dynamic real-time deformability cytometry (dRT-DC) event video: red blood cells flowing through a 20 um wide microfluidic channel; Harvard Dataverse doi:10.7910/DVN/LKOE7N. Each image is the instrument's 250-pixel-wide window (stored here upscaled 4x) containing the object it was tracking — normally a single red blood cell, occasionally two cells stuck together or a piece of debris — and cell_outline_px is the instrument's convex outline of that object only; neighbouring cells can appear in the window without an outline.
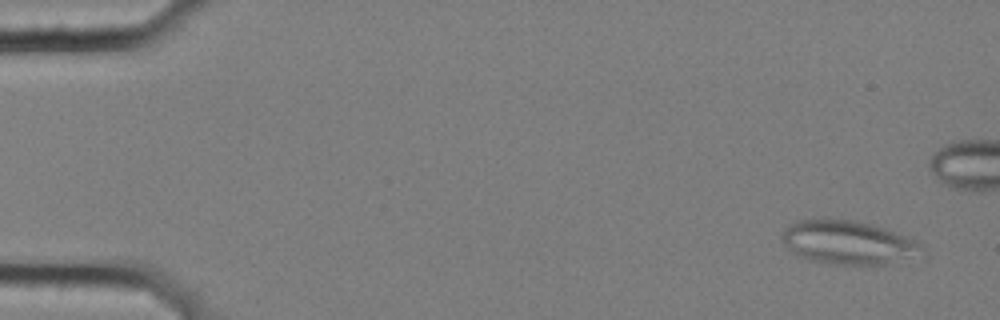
{"species": "common noctule bat (a hibernating species)", "species_latin": "Nyctalus noctula", "temperature_condition": "cold", "stored_images_in_passage": 5, "camera_frame_rate_fps": 3000, "um_per_image_px": 0.085, "animal": {"sex": "female", "body_mass_g": 25.1}, "frame": {"image": 1, "passage_image": 1, "time_ms": 0.0, "image_size_px": [1000, 320], "cell_outline_px": [[924, 248], [884, 264], [868, 268], [828, 264], [808, 260], [792, 252], [788, 248], [780, 236], [784, 228], [788, 224], [796, 220], [824, 216], [856, 220], [884, 228], [912, 240], [920, 244]], "centroid_in_image_um": [71.89, 20.59], "position_along_channel_um": 13.1, "area_um2": 35.95}}